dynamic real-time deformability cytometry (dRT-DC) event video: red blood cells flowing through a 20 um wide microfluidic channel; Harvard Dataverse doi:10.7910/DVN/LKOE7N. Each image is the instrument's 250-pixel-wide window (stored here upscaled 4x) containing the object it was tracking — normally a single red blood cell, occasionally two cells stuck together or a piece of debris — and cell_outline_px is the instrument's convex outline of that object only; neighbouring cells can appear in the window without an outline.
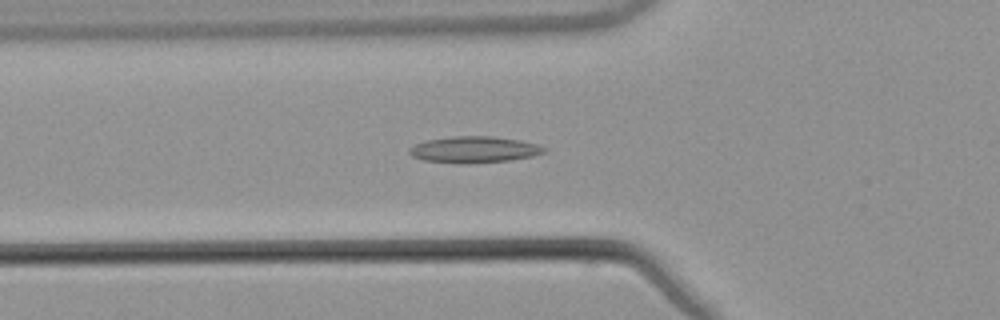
{"species": "common noctule bat (a hibernating species)", "species_latin": "Nyctalus noctula", "temperature_condition": "warm", "stored_images_in_passage": 54, "camera_frame_rate_fps": 3000, "um_per_image_px": 0.085, "animal": {"sex": "male", "body_mass_g": 21.5, "forearm_length_mm": 52.0}, "frame": {"image": 1, "passage_image": 20, "time_ms": 6.333, "image_size_px": [1000, 320], "cell_outline_px": [[548, 148], [544, 152], [532, 156], [508, 160], [456, 164], [424, 160], [412, 156], [408, 152], [408, 148], [416, 144], [428, 140], [452, 136], [492, 136], [520, 140], [536, 144]], "centroid_in_image_um": [40.28, 12.71], "position_along_channel_um": 85.5, "area_um2": 20.58}}
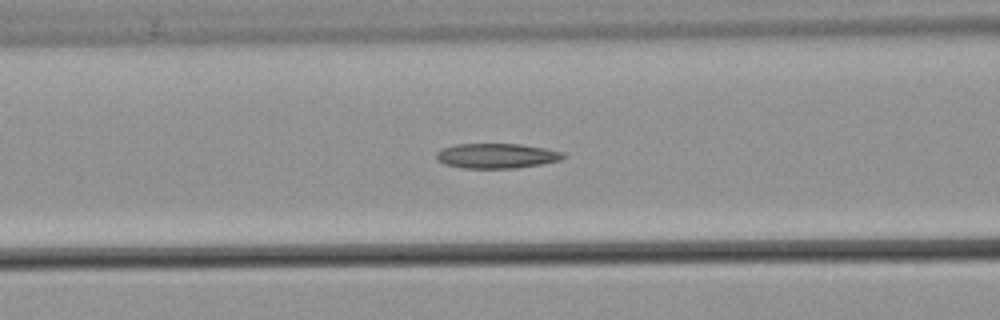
{"frame": {"image": 2, "passage_image": 23, "time_ms": 7.333, "image_size_px": [1000, 320], "cell_outline_px": [[568, 156], [560, 160], [540, 164], [516, 168], [464, 168], [444, 164], [436, 160], [436, 152], [444, 148], [456, 144], [520, 144], [544, 148], [564, 152]], "centroid_in_image_um": [42.22, 13.25], "position_along_channel_um": 124.4, "area_um2": 18.44}}
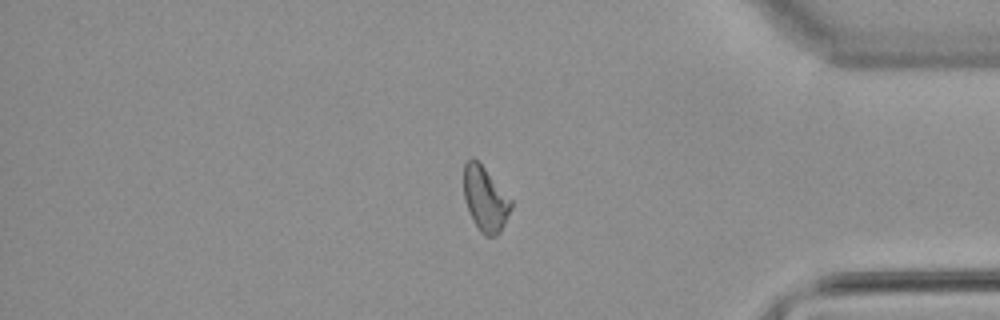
{"frame": {"image": 3, "passage_image": 46, "time_ms": 15.0, "image_size_px": [1000, 320], "cell_outline_px": [[512, 208], [500, 232], [496, 236], [484, 236], [480, 232], [472, 220], [464, 196], [464, 164], [472, 156], [484, 168], [512, 200]], "centroid_in_image_um": [41.24, 16.94], "position_along_channel_um": 394.0, "area_um2": 17.63}, "authors_computed_cell_mechanics": {"area_um2": 18.6983, "velocity_mm_per_s": 3.8502, "shape_relaxation_time_tau1_ms": null, "shape_relaxation_time_tau2_ms": 6.3707, "deformation_change_tau1": null, "deformation_change_tau2": 0.1423}}